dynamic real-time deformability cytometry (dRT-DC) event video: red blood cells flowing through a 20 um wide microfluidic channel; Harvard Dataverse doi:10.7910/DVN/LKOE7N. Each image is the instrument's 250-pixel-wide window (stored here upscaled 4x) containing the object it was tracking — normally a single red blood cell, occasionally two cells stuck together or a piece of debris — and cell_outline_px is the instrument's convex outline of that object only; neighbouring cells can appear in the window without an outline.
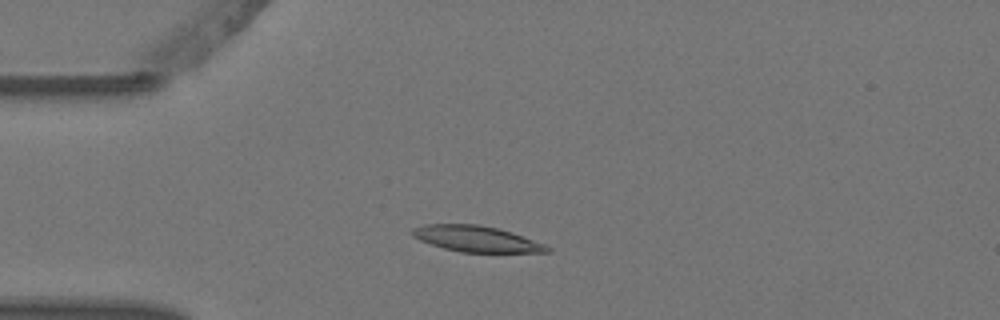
{"species": "Egyptian fruit bat (a non-hibernating species)", "species_latin": "Rousettus aegyptiacus", "temperature_condition": "warm", "stored_images_in_passage": 7, "camera_frame_rate_fps": 3000, "um_per_image_px": 0.085, "animal": {"sex": "female"}, "frame": {"image": 1, "passage_image": 3, "time_ms": 0.667, "image_size_px": [1000, 320], "cell_outline_px": [[552, 252], [460, 252], [444, 248], [420, 240], [412, 236], [412, 228], [424, 224], [480, 224], [500, 228], [512, 232], [544, 244], [552, 248]], "centroid_in_image_um": [40.5, 20.29], "position_along_channel_um": 44.5, "area_um2": 20.4}}
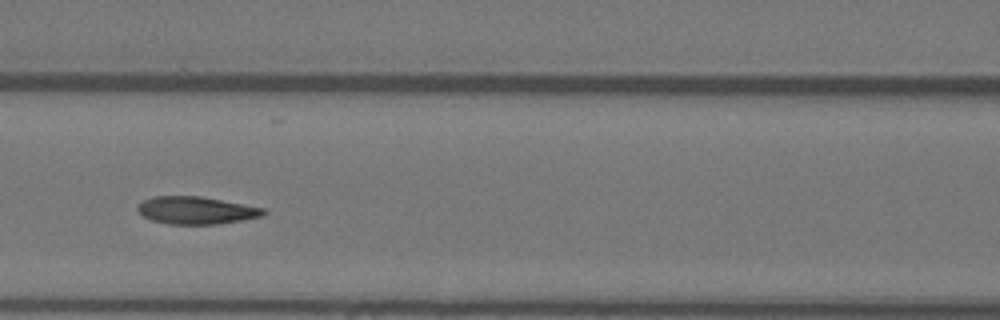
{"frame": {"image": 2, "passage_image": 6, "time_ms": 1.667, "image_size_px": [1000, 320], "cell_outline_px": [[268, 212], [260, 216], [244, 220], [216, 224], [168, 224], [152, 220], [136, 212], [136, 204], [152, 196], [200, 196], [264, 208]], "centroid_in_image_um": [16.62, 17.88], "position_along_channel_um": 150.0, "area_um2": 20.23}}
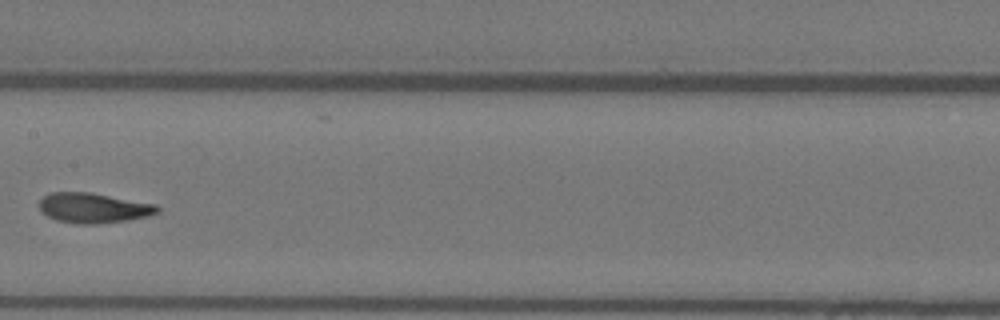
{"frame": {"image": 3, "passage_image": 7, "time_ms": 2.0, "image_size_px": [1000, 320], "cell_outline_px": [[160, 212], [148, 216], [128, 220], [96, 224], [76, 224], [56, 220], [40, 212], [40, 200], [44, 196], [52, 192], [92, 192], [156, 204], [160, 208]], "centroid_in_image_um": [7.96, 17.67], "position_along_channel_um": 199.4, "area_um2": 20.87}}